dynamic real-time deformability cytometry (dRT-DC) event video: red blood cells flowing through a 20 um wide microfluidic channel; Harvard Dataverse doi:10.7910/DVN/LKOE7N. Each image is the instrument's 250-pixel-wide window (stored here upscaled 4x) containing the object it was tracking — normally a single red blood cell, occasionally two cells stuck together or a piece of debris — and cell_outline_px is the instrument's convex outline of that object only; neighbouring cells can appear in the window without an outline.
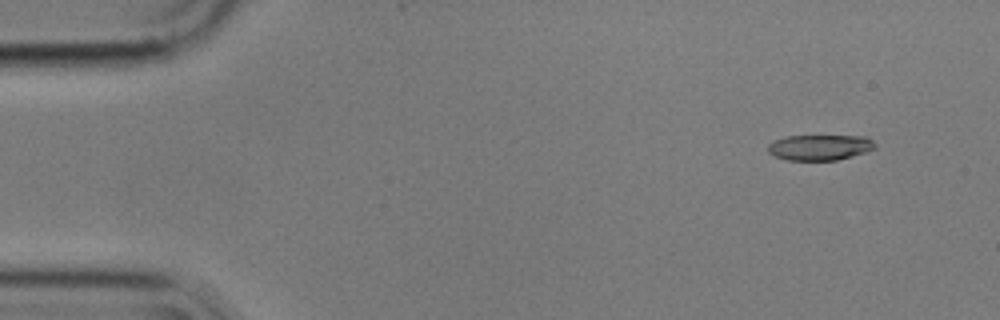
{"species": "common noctule bat (a hibernating species)", "species_latin": "Nyctalus noctula", "temperature_condition": "cold", "stored_images_in_passage": 6, "camera_frame_rate_fps": 3000, "um_per_image_px": 0.085, "animal": {"sex": "male", "body_mass_g": 17.9}, "frame": {"image": 1, "passage_image": 2, "time_ms": 0.333, "image_size_px": [1000, 320], "cell_outline_px": [[876, 148], [852, 156], [836, 160], [788, 160], [776, 156], [768, 152], [768, 144], [784, 136], [868, 136], [876, 144]], "centroid_in_image_um": [69.7, 12.52], "position_along_channel_um": 15.3, "area_um2": 15.9}}
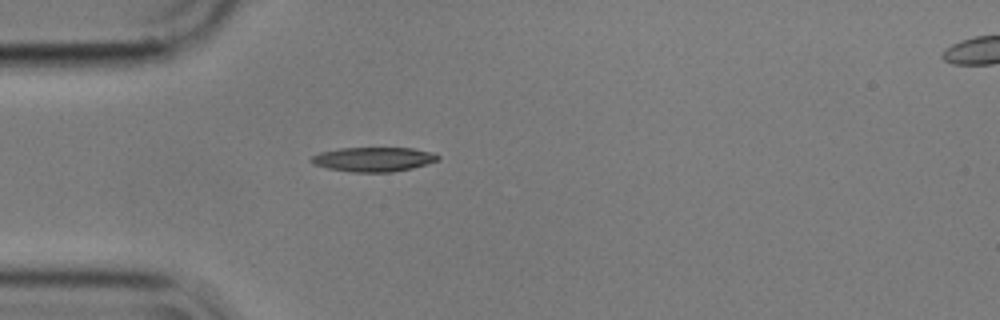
{"frame": {"image": 2, "passage_image": 5, "time_ms": 1.333, "image_size_px": [1000, 320], "cell_outline_px": [[440, 160], [412, 168], [392, 172], [352, 172], [328, 168], [312, 164], [308, 160], [312, 156], [320, 152], [340, 148], [412, 148], [432, 152], [440, 156]], "centroid_in_image_um": [31.74, 13.54], "position_along_channel_um": 53.3, "area_um2": 18.09}}